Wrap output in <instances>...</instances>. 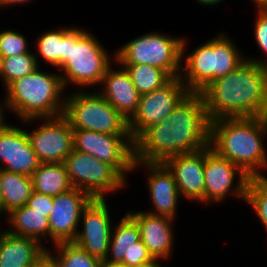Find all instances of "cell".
Here are the masks:
<instances>
[{"label": "cell", "instance_id": "obj_36", "mask_svg": "<svg viewBox=\"0 0 267 267\" xmlns=\"http://www.w3.org/2000/svg\"><path fill=\"white\" fill-rule=\"evenodd\" d=\"M100 267H128V266L123 263L111 262L106 259H103L101 260Z\"/></svg>", "mask_w": 267, "mask_h": 267}, {"label": "cell", "instance_id": "obj_2", "mask_svg": "<svg viewBox=\"0 0 267 267\" xmlns=\"http://www.w3.org/2000/svg\"><path fill=\"white\" fill-rule=\"evenodd\" d=\"M201 94L210 121L267 117V68L246 59L233 72L209 84Z\"/></svg>", "mask_w": 267, "mask_h": 267}, {"label": "cell", "instance_id": "obj_19", "mask_svg": "<svg viewBox=\"0 0 267 267\" xmlns=\"http://www.w3.org/2000/svg\"><path fill=\"white\" fill-rule=\"evenodd\" d=\"M137 224L141 241L154 260L168 259L172 255L174 242L173 224L175 219L153 215L147 211L126 212Z\"/></svg>", "mask_w": 267, "mask_h": 267}, {"label": "cell", "instance_id": "obj_33", "mask_svg": "<svg viewBox=\"0 0 267 267\" xmlns=\"http://www.w3.org/2000/svg\"><path fill=\"white\" fill-rule=\"evenodd\" d=\"M154 261L155 260L149 254L147 247L140 240L133 243V246L129 249L128 258L123 259V264L128 267H142L151 264Z\"/></svg>", "mask_w": 267, "mask_h": 267}, {"label": "cell", "instance_id": "obj_31", "mask_svg": "<svg viewBox=\"0 0 267 267\" xmlns=\"http://www.w3.org/2000/svg\"><path fill=\"white\" fill-rule=\"evenodd\" d=\"M27 39L15 30L0 31V54L2 57H11L18 54L28 53Z\"/></svg>", "mask_w": 267, "mask_h": 267}, {"label": "cell", "instance_id": "obj_42", "mask_svg": "<svg viewBox=\"0 0 267 267\" xmlns=\"http://www.w3.org/2000/svg\"><path fill=\"white\" fill-rule=\"evenodd\" d=\"M40 267H53L47 260Z\"/></svg>", "mask_w": 267, "mask_h": 267}, {"label": "cell", "instance_id": "obj_29", "mask_svg": "<svg viewBox=\"0 0 267 267\" xmlns=\"http://www.w3.org/2000/svg\"><path fill=\"white\" fill-rule=\"evenodd\" d=\"M35 48L43 61L47 62L46 64L59 69L63 65L62 27L58 30H48L41 35L39 34Z\"/></svg>", "mask_w": 267, "mask_h": 267}, {"label": "cell", "instance_id": "obj_28", "mask_svg": "<svg viewBox=\"0 0 267 267\" xmlns=\"http://www.w3.org/2000/svg\"><path fill=\"white\" fill-rule=\"evenodd\" d=\"M39 58L31 51L11 57H2L0 79L5 89L14 81L34 72L39 66Z\"/></svg>", "mask_w": 267, "mask_h": 267}, {"label": "cell", "instance_id": "obj_7", "mask_svg": "<svg viewBox=\"0 0 267 267\" xmlns=\"http://www.w3.org/2000/svg\"><path fill=\"white\" fill-rule=\"evenodd\" d=\"M65 97L63 116L72 129L106 134H131L129 120L98 92L74 90Z\"/></svg>", "mask_w": 267, "mask_h": 267}, {"label": "cell", "instance_id": "obj_10", "mask_svg": "<svg viewBox=\"0 0 267 267\" xmlns=\"http://www.w3.org/2000/svg\"><path fill=\"white\" fill-rule=\"evenodd\" d=\"M73 149L113 166L125 179L134 165V140L131 134H106L73 129Z\"/></svg>", "mask_w": 267, "mask_h": 267}, {"label": "cell", "instance_id": "obj_37", "mask_svg": "<svg viewBox=\"0 0 267 267\" xmlns=\"http://www.w3.org/2000/svg\"><path fill=\"white\" fill-rule=\"evenodd\" d=\"M256 5L257 10H266L267 11V0H251Z\"/></svg>", "mask_w": 267, "mask_h": 267}, {"label": "cell", "instance_id": "obj_14", "mask_svg": "<svg viewBox=\"0 0 267 267\" xmlns=\"http://www.w3.org/2000/svg\"><path fill=\"white\" fill-rule=\"evenodd\" d=\"M41 126L27 132L40 163H61L73 150V129L63 115L43 118Z\"/></svg>", "mask_w": 267, "mask_h": 267}, {"label": "cell", "instance_id": "obj_34", "mask_svg": "<svg viewBox=\"0 0 267 267\" xmlns=\"http://www.w3.org/2000/svg\"><path fill=\"white\" fill-rule=\"evenodd\" d=\"M27 206L33 211L46 213V217L49 218L53 208V197L33 191L32 195L27 201Z\"/></svg>", "mask_w": 267, "mask_h": 267}, {"label": "cell", "instance_id": "obj_25", "mask_svg": "<svg viewBox=\"0 0 267 267\" xmlns=\"http://www.w3.org/2000/svg\"><path fill=\"white\" fill-rule=\"evenodd\" d=\"M140 240L141 235L136 222L126 213L120 222L112 227L109 253L106 260L123 263V259L128 258V252L133 243Z\"/></svg>", "mask_w": 267, "mask_h": 267}, {"label": "cell", "instance_id": "obj_39", "mask_svg": "<svg viewBox=\"0 0 267 267\" xmlns=\"http://www.w3.org/2000/svg\"><path fill=\"white\" fill-rule=\"evenodd\" d=\"M3 169L0 166V184H1V175H2ZM3 213V199H2V190H1V185H0V214L2 215Z\"/></svg>", "mask_w": 267, "mask_h": 267}, {"label": "cell", "instance_id": "obj_6", "mask_svg": "<svg viewBox=\"0 0 267 267\" xmlns=\"http://www.w3.org/2000/svg\"><path fill=\"white\" fill-rule=\"evenodd\" d=\"M232 41L221 33L186 55L187 42L183 39L181 61L184 62L179 77L189 92L201 93L213 81L233 72L246 60Z\"/></svg>", "mask_w": 267, "mask_h": 267}, {"label": "cell", "instance_id": "obj_16", "mask_svg": "<svg viewBox=\"0 0 267 267\" xmlns=\"http://www.w3.org/2000/svg\"><path fill=\"white\" fill-rule=\"evenodd\" d=\"M20 128L5 122L0 126V165L4 171L31 176L40 161L27 131Z\"/></svg>", "mask_w": 267, "mask_h": 267}, {"label": "cell", "instance_id": "obj_3", "mask_svg": "<svg viewBox=\"0 0 267 267\" xmlns=\"http://www.w3.org/2000/svg\"><path fill=\"white\" fill-rule=\"evenodd\" d=\"M267 117L220 118L210 121V143L219 155L240 167L249 177L265 175Z\"/></svg>", "mask_w": 267, "mask_h": 267}, {"label": "cell", "instance_id": "obj_32", "mask_svg": "<svg viewBox=\"0 0 267 267\" xmlns=\"http://www.w3.org/2000/svg\"><path fill=\"white\" fill-rule=\"evenodd\" d=\"M257 19L255 21V29H254V37L259 48L267 54V11L266 10H258L257 11ZM267 57V55H266ZM261 67L267 68V58L261 59L256 58H246Z\"/></svg>", "mask_w": 267, "mask_h": 267}, {"label": "cell", "instance_id": "obj_43", "mask_svg": "<svg viewBox=\"0 0 267 267\" xmlns=\"http://www.w3.org/2000/svg\"><path fill=\"white\" fill-rule=\"evenodd\" d=\"M1 69H2V55L0 54V74H1Z\"/></svg>", "mask_w": 267, "mask_h": 267}, {"label": "cell", "instance_id": "obj_11", "mask_svg": "<svg viewBox=\"0 0 267 267\" xmlns=\"http://www.w3.org/2000/svg\"><path fill=\"white\" fill-rule=\"evenodd\" d=\"M189 93L180 77L172 78L162 88L140 95L137 111L129 119L135 141L147 128L160 123Z\"/></svg>", "mask_w": 267, "mask_h": 267}, {"label": "cell", "instance_id": "obj_1", "mask_svg": "<svg viewBox=\"0 0 267 267\" xmlns=\"http://www.w3.org/2000/svg\"><path fill=\"white\" fill-rule=\"evenodd\" d=\"M209 143L210 120L203 95L189 92L164 120L134 141V160L163 163L171 156L200 151Z\"/></svg>", "mask_w": 267, "mask_h": 267}, {"label": "cell", "instance_id": "obj_13", "mask_svg": "<svg viewBox=\"0 0 267 267\" xmlns=\"http://www.w3.org/2000/svg\"><path fill=\"white\" fill-rule=\"evenodd\" d=\"M105 199H92L83 209L82 230H78L73 241L90 255L106 259L109 253L112 221Z\"/></svg>", "mask_w": 267, "mask_h": 267}, {"label": "cell", "instance_id": "obj_26", "mask_svg": "<svg viewBox=\"0 0 267 267\" xmlns=\"http://www.w3.org/2000/svg\"><path fill=\"white\" fill-rule=\"evenodd\" d=\"M57 252L47 248V261L53 267H100L101 260L90 255L73 242L54 244Z\"/></svg>", "mask_w": 267, "mask_h": 267}, {"label": "cell", "instance_id": "obj_30", "mask_svg": "<svg viewBox=\"0 0 267 267\" xmlns=\"http://www.w3.org/2000/svg\"><path fill=\"white\" fill-rule=\"evenodd\" d=\"M252 206L267 232V176H251L248 180L245 202Z\"/></svg>", "mask_w": 267, "mask_h": 267}, {"label": "cell", "instance_id": "obj_18", "mask_svg": "<svg viewBox=\"0 0 267 267\" xmlns=\"http://www.w3.org/2000/svg\"><path fill=\"white\" fill-rule=\"evenodd\" d=\"M148 169L147 186L153 210L148 213L167 216L175 219L177 213L178 192L177 183L173 174L163 163L134 162L133 171L140 167Z\"/></svg>", "mask_w": 267, "mask_h": 267}, {"label": "cell", "instance_id": "obj_5", "mask_svg": "<svg viewBox=\"0 0 267 267\" xmlns=\"http://www.w3.org/2000/svg\"><path fill=\"white\" fill-rule=\"evenodd\" d=\"M63 65L59 73L64 88L68 85L94 87L99 85L112 65L111 56L96 37L78 27L62 28ZM87 86V87H86Z\"/></svg>", "mask_w": 267, "mask_h": 267}, {"label": "cell", "instance_id": "obj_20", "mask_svg": "<svg viewBox=\"0 0 267 267\" xmlns=\"http://www.w3.org/2000/svg\"><path fill=\"white\" fill-rule=\"evenodd\" d=\"M47 249L36 239L0 231V267H40Z\"/></svg>", "mask_w": 267, "mask_h": 267}, {"label": "cell", "instance_id": "obj_41", "mask_svg": "<svg viewBox=\"0 0 267 267\" xmlns=\"http://www.w3.org/2000/svg\"><path fill=\"white\" fill-rule=\"evenodd\" d=\"M142 267H162V265H160L159 262L155 260L153 263L142 266Z\"/></svg>", "mask_w": 267, "mask_h": 267}, {"label": "cell", "instance_id": "obj_4", "mask_svg": "<svg viewBox=\"0 0 267 267\" xmlns=\"http://www.w3.org/2000/svg\"><path fill=\"white\" fill-rule=\"evenodd\" d=\"M5 90L4 108L10 109L24 123L63 115L66 95L63 97L65 88L59 74H49L38 67Z\"/></svg>", "mask_w": 267, "mask_h": 267}, {"label": "cell", "instance_id": "obj_8", "mask_svg": "<svg viewBox=\"0 0 267 267\" xmlns=\"http://www.w3.org/2000/svg\"><path fill=\"white\" fill-rule=\"evenodd\" d=\"M182 41L181 37L152 32L125 43L113 57L117 65L147 64L176 78L181 73Z\"/></svg>", "mask_w": 267, "mask_h": 267}, {"label": "cell", "instance_id": "obj_35", "mask_svg": "<svg viewBox=\"0 0 267 267\" xmlns=\"http://www.w3.org/2000/svg\"><path fill=\"white\" fill-rule=\"evenodd\" d=\"M31 2V0H0V7L5 8L8 7L9 5H19L23 3ZM4 6V7H3Z\"/></svg>", "mask_w": 267, "mask_h": 267}, {"label": "cell", "instance_id": "obj_24", "mask_svg": "<svg viewBox=\"0 0 267 267\" xmlns=\"http://www.w3.org/2000/svg\"><path fill=\"white\" fill-rule=\"evenodd\" d=\"M3 213L27 205L34 189L31 176L4 171L1 175Z\"/></svg>", "mask_w": 267, "mask_h": 267}, {"label": "cell", "instance_id": "obj_21", "mask_svg": "<svg viewBox=\"0 0 267 267\" xmlns=\"http://www.w3.org/2000/svg\"><path fill=\"white\" fill-rule=\"evenodd\" d=\"M118 69H112V65L107 69L98 93L129 120L137 111L141 94L126 69L122 66Z\"/></svg>", "mask_w": 267, "mask_h": 267}, {"label": "cell", "instance_id": "obj_38", "mask_svg": "<svg viewBox=\"0 0 267 267\" xmlns=\"http://www.w3.org/2000/svg\"><path fill=\"white\" fill-rule=\"evenodd\" d=\"M197 2L199 3V4H202V5H206V6H215V5H217V4H219V3H221V2H223V0H197Z\"/></svg>", "mask_w": 267, "mask_h": 267}, {"label": "cell", "instance_id": "obj_27", "mask_svg": "<svg viewBox=\"0 0 267 267\" xmlns=\"http://www.w3.org/2000/svg\"><path fill=\"white\" fill-rule=\"evenodd\" d=\"M129 73L140 94L162 88L172 78L164 71L147 64H120Z\"/></svg>", "mask_w": 267, "mask_h": 267}, {"label": "cell", "instance_id": "obj_17", "mask_svg": "<svg viewBox=\"0 0 267 267\" xmlns=\"http://www.w3.org/2000/svg\"><path fill=\"white\" fill-rule=\"evenodd\" d=\"M205 148L171 156L163 164L173 174L179 194L187 200L205 203Z\"/></svg>", "mask_w": 267, "mask_h": 267}, {"label": "cell", "instance_id": "obj_15", "mask_svg": "<svg viewBox=\"0 0 267 267\" xmlns=\"http://www.w3.org/2000/svg\"><path fill=\"white\" fill-rule=\"evenodd\" d=\"M92 199L88 193L74 187L53 197L49 216V239L53 244L74 241L82 211Z\"/></svg>", "mask_w": 267, "mask_h": 267}, {"label": "cell", "instance_id": "obj_12", "mask_svg": "<svg viewBox=\"0 0 267 267\" xmlns=\"http://www.w3.org/2000/svg\"><path fill=\"white\" fill-rule=\"evenodd\" d=\"M204 177L205 204L222 202L232 193L234 197L245 201L250 177L236 164L219 155L210 145L205 147ZM235 180H238L236 185Z\"/></svg>", "mask_w": 267, "mask_h": 267}, {"label": "cell", "instance_id": "obj_23", "mask_svg": "<svg viewBox=\"0 0 267 267\" xmlns=\"http://www.w3.org/2000/svg\"><path fill=\"white\" fill-rule=\"evenodd\" d=\"M31 179L34 191L52 197L73 188L63 162L40 163Z\"/></svg>", "mask_w": 267, "mask_h": 267}, {"label": "cell", "instance_id": "obj_9", "mask_svg": "<svg viewBox=\"0 0 267 267\" xmlns=\"http://www.w3.org/2000/svg\"><path fill=\"white\" fill-rule=\"evenodd\" d=\"M63 163L72 187L93 199H106L107 193H117L127 182L113 166L75 149Z\"/></svg>", "mask_w": 267, "mask_h": 267}, {"label": "cell", "instance_id": "obj_22", "mask_svg": "<svg viewBox=\"0 0 267 267\" xmlns=\"http://www.w3.org/2000/svg\"><path fill=\"white\" fill-rule=\"evenodd\" d=\"M5 216L9 224L8 227L12 226L6 231L14 235L36 239L39 243L44 238L47 240L46 242H49V218L46 217V213L33 211L25 205L12 209Z\"/></svg>", "mask_w": 267, "mask_h": 267}, {"label": "cell", "instance_id": "obj_40", "mask_svg": "<svg viewBox=\"0 0 267 267\" xmlns=\"http://www.w3.org/2000/svg\"><path fill=\"white\" fill-rule=\"evenodd\" d=\"M4 106H2L1 104H0V126L4 123V121L6 122V120H5V115H4Z\"/></svg>", "mask_w": 267, "mask_h": 267}]
</instances>
